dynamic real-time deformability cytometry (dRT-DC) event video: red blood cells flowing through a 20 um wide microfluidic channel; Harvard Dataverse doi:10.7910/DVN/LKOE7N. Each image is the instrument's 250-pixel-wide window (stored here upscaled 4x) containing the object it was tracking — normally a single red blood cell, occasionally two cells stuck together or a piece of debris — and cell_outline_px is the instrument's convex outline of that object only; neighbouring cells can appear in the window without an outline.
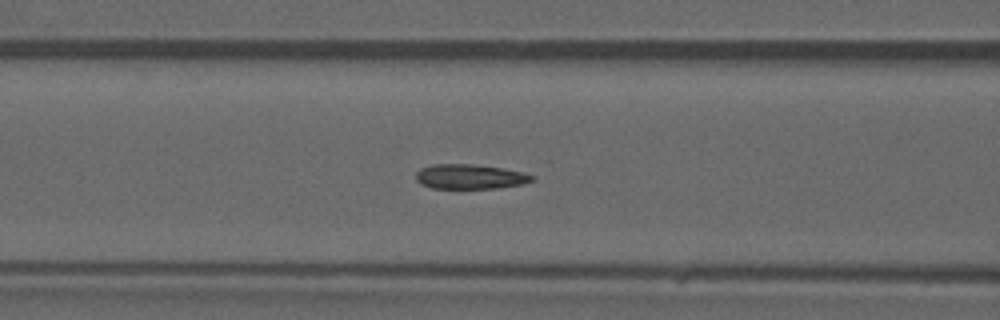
{"species": "common noctule bat (a hibernating species)", "species_latin": "Nyctalus noctula", "temperature_condition": "warm", "stored_images_in_passage": 42, "camera_frame_rate_fps": 3000, "um_per_image_px": 0.085, "animal": {"sex": "male", "forearm_length_mm": 52.5}, "frame": {"image": 1, "passage_image": 19, "time_ms": 6.0, "image_size_px": [1000, 320], "cell_outline_px": [[536, 176], [532, 180], [520, 184], [496, 188], [432, 188], [420, 184], [416, 180], [416, 172], [420, 168], [432, 164], [472, 164], [500, 168], [524, 172]], "centroid_in_image_um": [39.9, 15.01], "position_along_channel_um": 126.7, "area_um2": 16.65}}